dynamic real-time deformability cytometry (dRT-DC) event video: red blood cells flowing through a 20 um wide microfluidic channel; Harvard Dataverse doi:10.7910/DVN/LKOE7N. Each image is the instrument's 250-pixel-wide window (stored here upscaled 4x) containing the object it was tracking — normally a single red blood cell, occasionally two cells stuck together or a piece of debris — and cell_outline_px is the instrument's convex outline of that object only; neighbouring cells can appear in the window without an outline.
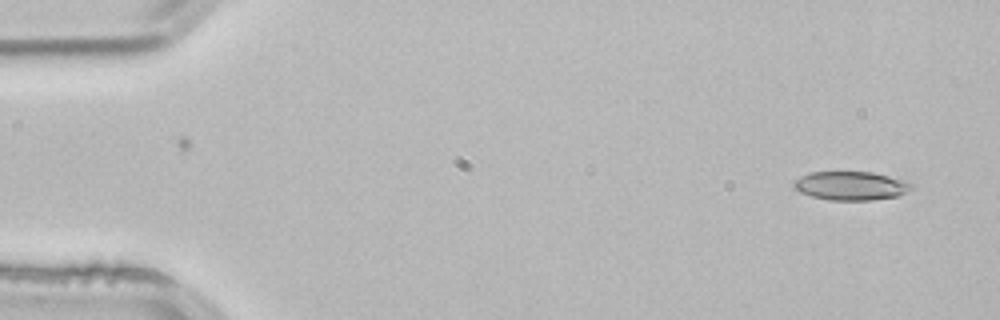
{"species": "common noctule bat (a hibernating species)", "species_latin": "Nyctalus noctula", "temperature_condition": "room temperature", "stored_images_in_passage": 2, "camera_frame_rate_fps": 3000, "um_per_image_px": 0.085, "animal": {"sex": "male", "body_mass_g": 21.5, "forearm_length_mm": 52.0}, "frame": {"image": 1, "passage_image": 2, "time_ms": 0.333, "image_size_px": [1000, 320], "cell_outline_px": [[912, 188], [896, 196], [872, 200], [828, 200], [812, 196], [800, 192], [792, 184], [800, 176], [808, 172], [872, 172], [908, 180], [912, 184]], "centroid_in_image_um": [72.33, 15.78], "position_along_channel_um": 12.7, "area_um2": 19.65}}